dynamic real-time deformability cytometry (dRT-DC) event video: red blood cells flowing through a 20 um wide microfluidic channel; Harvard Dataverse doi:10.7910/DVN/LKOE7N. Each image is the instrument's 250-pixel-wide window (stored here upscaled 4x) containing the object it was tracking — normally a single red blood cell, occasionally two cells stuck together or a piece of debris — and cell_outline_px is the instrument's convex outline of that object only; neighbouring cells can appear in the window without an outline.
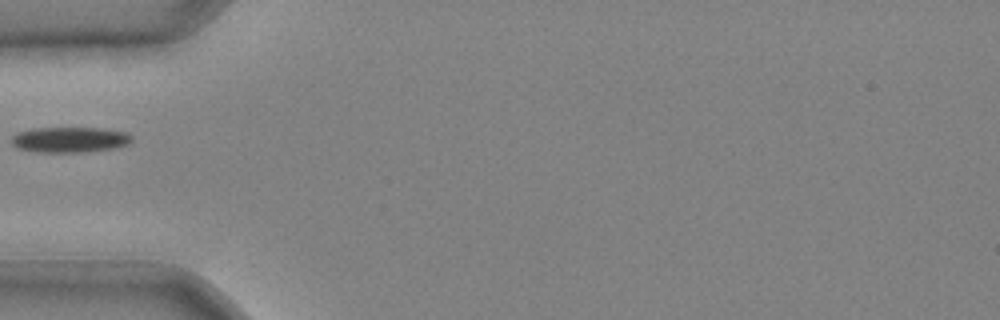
{"species": "common noctule bat (a hibernating species)", "species_latin": "Nyctalus noctula", "temperature_condition": "cold", "stored_images_in_passage": 27, "camera_frame_rate_fps": 3000, "um_per_image_px": 0.085, "animal": {"sex": "male", "body_mass_g": 20.4}, "frame": {"image": 1, "passage_image": 1, "time_ms": 0.0, "image_size_px": [1000, 320], "cell_outline_px": [[132, 140], [128, 144], [116, 148], [80, 152], [40, 152], [16, 148], [12, 144], [12, 136], [16, 132], [32, 128], [100, 128], [124, 132], [132, 136]], "centroid_in_image_um": [5.9, 11.87], "position_along_channel_um": 79.1, "area_um2": 17.86}}
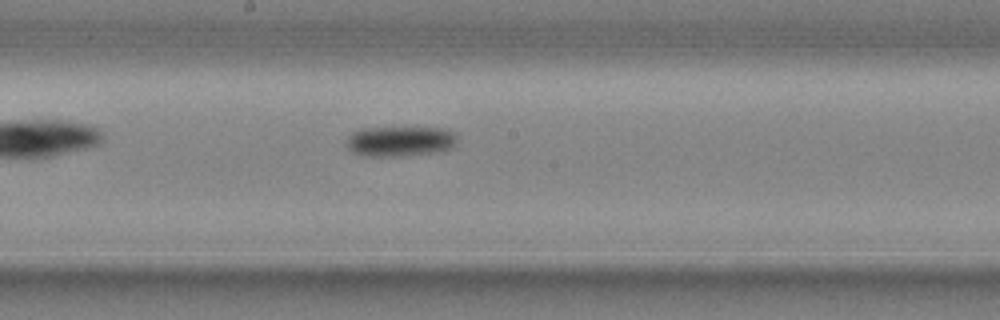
{"frame": {"image": 2, "passage_image": 10, "time_ms": 3.0, "image_size_px": [1000, 320], "cell_outline_px": [[456, 140], [448, 148], [432, 152], [392, 156], [364, 156], [352, 152], [344, 144], [348, 136], [352, 132], [360, 128], [448, 128], [456, 136]], "centroid_in_image_um": [33.9, 11.99], "position_along_channel_um": 214.3, "area_um2": 19.19}}
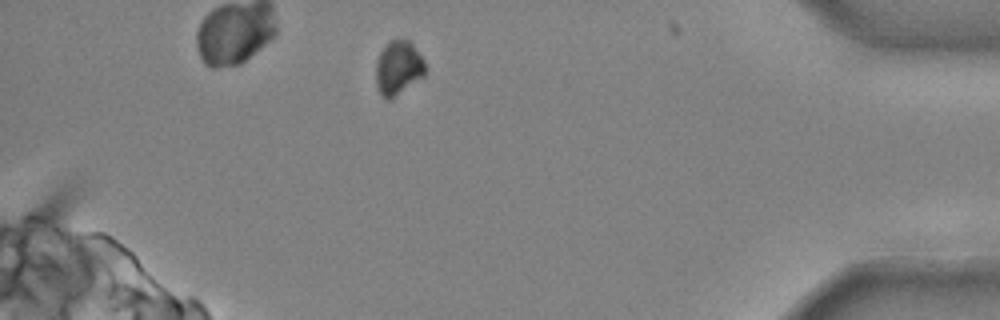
{"frame": {"image": 3, "passage_image": 25, "time_ms": 8.0, "image_size_px": [1000, 320], "cell_outline_px": [[424, 76], [388, 100], [380, 96], [376, 84], [376, 60], [380, 52], [388, 40], [408, 40], [412, 44], [424, 60]], "centroid_in_image_um": [33.82, 5.76], "position_along_channel_um": 401.4, "area_um2": 15.37}}